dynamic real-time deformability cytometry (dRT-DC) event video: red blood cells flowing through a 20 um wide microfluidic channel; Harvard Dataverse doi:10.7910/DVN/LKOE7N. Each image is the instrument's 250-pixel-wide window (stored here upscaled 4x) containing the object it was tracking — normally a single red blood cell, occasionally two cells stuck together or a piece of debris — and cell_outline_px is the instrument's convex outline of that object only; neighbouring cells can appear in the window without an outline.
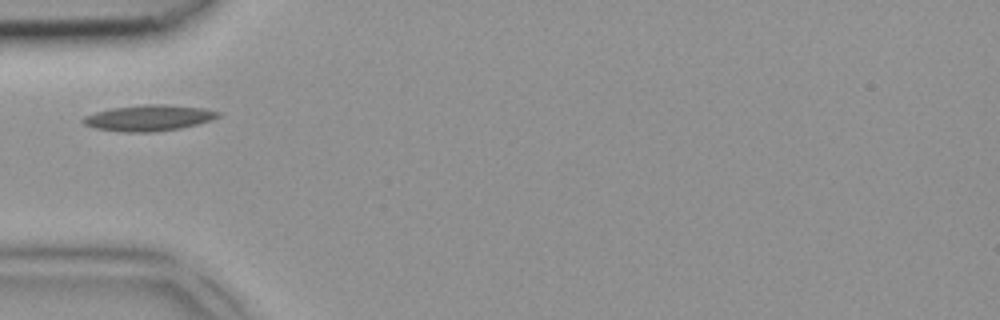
{"species": "common noctule bat (a hibernating species)", "species_latin": "Nyctalus noctula", "temperature_condition": "room temperature", "stored_images_in_passage": 1, "camera_frame_rate_fps": 3000, "um_per_image_px": 0.085, "animal": {"sex": "female", "body_mass_g": 18.4}, "frame": {"image": 1, "passage_image": 1, "time_ms": 0.0, "image_size_px": [1000, 320], "cell_outline_px": [[220, 116], [212, 120], [180, 128], [152, 132], [124, 132], [96, 128], [84, 124], [80, 120], [84, 116], [96, 112], [112, 108], [144, 104], [164, 104], [204, 108], [220, 112]], "centroid_in_image_um": [12.65, 10.02], "position_along_channel_um": 72.4, "area_um2": 20.35}}